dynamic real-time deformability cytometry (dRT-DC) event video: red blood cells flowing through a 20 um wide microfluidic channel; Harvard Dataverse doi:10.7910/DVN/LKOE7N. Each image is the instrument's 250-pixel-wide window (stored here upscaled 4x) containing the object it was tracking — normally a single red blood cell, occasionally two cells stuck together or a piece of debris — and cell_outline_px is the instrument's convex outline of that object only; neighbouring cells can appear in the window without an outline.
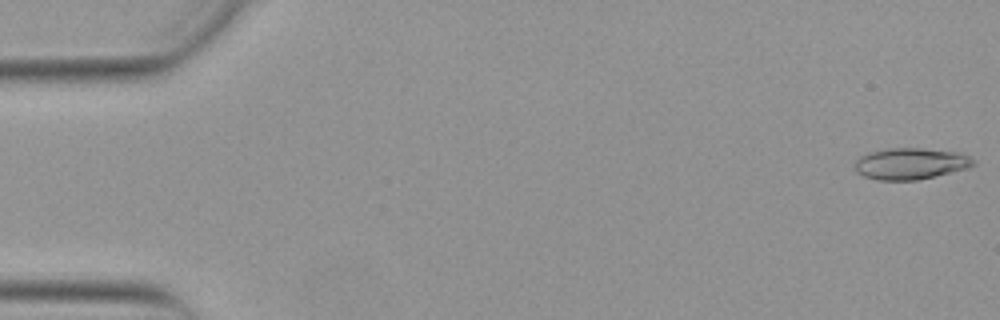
{"species": "Egyptian fruit bat (a non-hibernating species)", "species_latin": "Rousettus aegyptiacus", "temperature_condition": "warm", "stored_images_in_passage": 53, "segment_of_instrument_passage": [1, 2], "camera_frame_rate_fps": 3000, "um_per_image_px": 0.085, "animal": {"sex": "female"}, "frame": {"image": 1, "passage_image": 1, "time_ms": 0.0, "image_size_px": [1000, 320], "cell_outline_px": [[976, 164], [968, 168], [916, 180], [876, 180], [864, 176], [856, 172], [856, 160], [860, 156], [868, 152], [888, 148], [920, 148], [960, 152], [976, 160]], "centroid_in_image_um": [77.41, 13.9], "position_along_channel_um": 7.6, "area_um2": 21.73}}
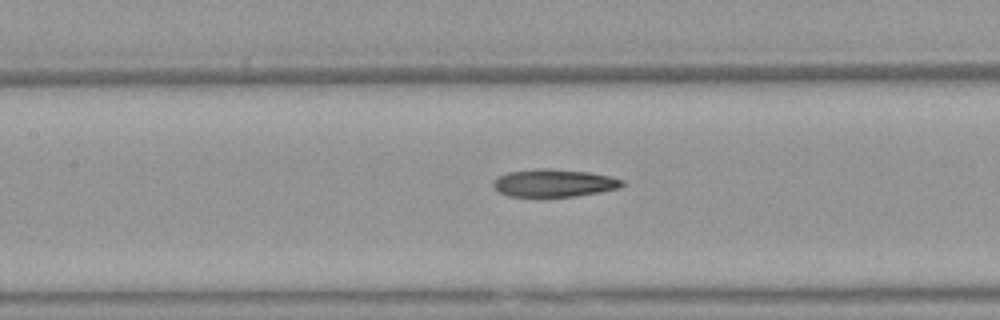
{"frame": {"image": 2, "passage_image": 24, "time_ms": 7.667, "image_size_px": [1000, 320], "cell_outline_px": [[624, 184], [620, 188], [600, 192], [576, 196], [508, 196], [492, 188], [492, 180], [496, 176], [508, 172], [536, 168], [548, 168], [588, 172], [612, 176], [624, 180]], "centroid_in_image_um": [47.06, 15.54], "position_along_channel_um": 160.3, "area_um2": 21.04}}
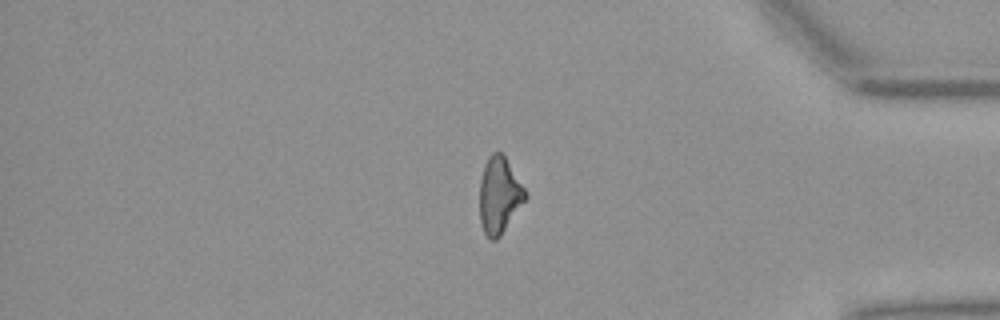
{"frame": {"image": 3, "passage_image": 44, "time_ms": 14.333, "image_size_px": [1000, 320], "cell_outline_px": [[528, 196], [500, 236], [496, 240], [492, 240], [484, 232], [480, 220], [480, 180], [484, 164], [488, 156], [492, 152], [500, 152], [504, 156], [524, 188]], "centroid_in_image_um": [42.42, 16.59], "position_along_channel_um": 392.8, "area_um2": 20.0}}